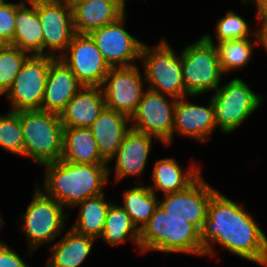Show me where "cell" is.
<instances>
[{
	"label": "cell",
	"mask_w": 267,
	"mask_h": 267,
	"mask_svg": "<svg viewBox=\"0 0 267 267\" xmlns=\"http://www.w3.org/2000/svg\"><path fill=\"white\" fill-rule=\"evenodd\" d=\"M204 257H214V245L243 260L267 267V236L254 216L242 205L217 191L211 198L208 214L200 229ZM214 244V245H213Z\"/></svg>",
	"instance_id": "cell-1"
},
{
	"label": "cell",
	"mask_w": 267,
	"mask_h": 267,
	"mask_svg": "<svg viewBox=\"0 0 267 267\" xmlns=\"http://www.w3.org/2000/svg\"><path fill=\"white\" fill-rule=\"evenodd\" d=\"M45 167L43 189L65 209L73 208L87 198L104 194L110 182L109 165H85L59 160Z\"/></svg>",
	"instance_id": "cell-2"
},
{
	"label": "cell",
	"mask_w": 267,
	"mask_h": 267,
	"mask_svg": "<svg viewBox=\"0 0 267 267\" xmlns=\"http://www.w3.org/2000/svg\"><path fill=\"white\" fill-rule=\"evenodd\" d=\"M140 253L191 254L204 257L200 231L182 217L172 216L159 205L140 230Z\"/></svg>",
	"instance_id": "cell-3"
},
{
	"label": "cell",
	"mask_w": 267,
	"mask_h": 267,
	"mask_svg": "<svg viewBox=\"0 0 267 267\" xmlns=\"http://www.w3.org/2000/svg\"><path fill=\"white\" fill-rule=\"evenodd\" d=\"M24 140L23 157L40 166L61 160L64 126L58 114L44 110L19 111Z\"/></svg>",
	"instance_id": "cell-4"
},
{
	"label": "cell",
	"mask_w": 267,
	"mask_h": 267,
	"mask_svg": "<svg viewBox=\"0 0 267 267\" xmlns=\"http://www.w3.org/2000/svg\"><path fill=\"white\" fill-rule=\"evenodd\" d=\"M32 200L28 204L26 211L22 214L19 227L26 236L28 243V252L26 254L33 255L37 248L42 245L55 242V239L67 230L65 227L69 214L66 209L55 199L48 197L35 184Z\"/></svg>",
	"instance_id": "cell-5"
},
{
	"label": "cell",
	"mask_w": 267,
	"mask_h": 267,
	"mask_svg": "<svg viewBox=\"0 0 267 267\" xmlns=\"http://www.w3.org/2000/svg\"><path fill=\"white\" fill-rule=\"evenodd\" d=\"M148 89L180 99L188 96L184 86L181 53L178 55L166 39L154 46L143 44L141 57Z\"/></svg>",
	"instance_id": "cell-6"
},
{
	"label": "cell",
	"mask_w": 267,
	"mask_h": 267,
	"mask_svg": "<svg viewBox=\"0 0 267 267\" xmlns=\"http://www.w3.org/2000/svg\"><path fill=\"white\" fill-rule=\"evenodd\" d=\"M182 74L189 97L214 93L223 81L217 51L203 35L181 51ZM212 92V93H211Z\"/></svg>",
	"instance_id": "cell-7"
},
{
	"label": "cell",
	"mask_w": 267,
	"mask_h": 267,
	"mask_svg": "<svg viewBox=\"0 0 267 267\" xmlns=\"http://www.w3.org/2000/svg\"><path fill=\"white\" fill-rule=\"evenodd\" d=\"M210 98L214 104L216 127L223 134L233 133L264 101V95L254 92L241 77L222 84Z\"/></svg>",
	"instance_id": "cell-8"
},
{
	"label": "cell",
	"mask_w": 267,
	"mask_h": 267,
	"mask_svg": "<svg viewBox=\"0 0 267 267\" xmlns=\"http://www.w3.org/2000/svg\"><path fill=\"white\" fill-rule=\"evenodd\" d=\"M56 58L44 55L29 56L8 92L10 111L41 110L50 64Z\"/></svg>",
	"instance_id": "cell-9"
},
{
	"label": "cell",
	"mask_w": 267,
	"mask_h": 267,
	"mask_svg": "<svg viewBox=\"0 0 267 267\" xmlns=\"http://www.w3.org/2000/svg\"><path fill=\"white\" fill-rule=\"evenodd\" d=\"M176 102L173 97L146 88L130 118L131 128L156 137L164 146L172 144Z\"/></svg>",
	"instance_id": "cell-10"
},
{
	"label": "cell",
	"mask_w": 267,
	"mask_h": 267,
	"mask_svg": "<svg viewBox=\"0 0 267 267\" xmlns=\"http://www.w3.org/2000/svg\"><path fill=\"white\" fill-rule=\"evenodd\" d=\"M43 34V55L60 58L71 42L75 30L69 0H36Z\"/></svg>",
	"instance_id": "cell-11"
},
{
	"label": "cell",
	"mask_w": 267,
	"mask_h": 267,
	"mask_svg": "<svg viewBox=\"0 0 267 267\" xmlns=\"http://www.w3.org/2000/svg\"><path fill=\"white\" fill-rule=\"evenodd\" d=\"M139 68L138 65L111 67L101 86L106 108L131 118L146 90L144 74Z\"/></svg>",
	"instance_id": "cell-12"
},
{
	"label": "cell",
	"mask_w": 267,
	"mask_h": 267,
	"mask_svg": "<svg viewBox=\"0 0 267 267\" xmlns=\"http://www.w3.org/2000/svg\"><path fill=\"white\" fill-rule=\"evenodd\" d=\"M59 59L84 87H101L111 69L89 34L75 33Z\"/></svg>",
	"instance_id": "cell-13"
},
{
	"label": "cell",
	"mask_w": 267,
	"mask_h": 267,
	"mask_svg": "<svg viewBox=\"0 0 267 267\" xmlns=\"http://www.w3.org/2000/svg\"><path fill=\"white\" fill-rule=\"evenodd\" d=\"M126 12L117 21L89 33L110 67L137 65L141 57L143 41L126 30Z\"/></svg>",
	"instance_id": "cell-14"
},
{
	"label": "cell",
	"mask_w": 267,
	"mask_h": 267,
	"mask_svg": "<svg viewBox=\"0 0 267 267\" xmlns=\"http://www.w3.org/2000/svg\"><path fill=\"white\" fill-rule=\"evenodd\" d=\"M217 191L201 174L186 189L162 195L159 206L172 216L184 218L200 231L207 217L211 198Z\"/></svg>",
	"instance_id": "cell-15"
},
{
	"label": "cell",
	"mask_w": 267,
	"mask_h": 267,
	"mask_svg": "<svg viewBox=\"0 0 267 267\" xmlns=\"http://www.w3.org/2000/svg\"><path fill=\"white\" fill-rule=\"evenodd\" d=\"M177 99L174 110V127L172 131V142L175 136L191 138L198 142L206 143L210 140L216 130L214 104L209 98L208 105L202 106L191 103L189 97Z\"/></svg>",
	"instance_id": "cell-16"
},
{
	"label": "cell",
	"mask_w": 267,
	"mask_h": 267,
	"mask_svg": "<svg viewBox=\"0 0 267 267\" xmlns=\"http://www.w3.org/2000/svg\"><path fill=\"white\" fill-rule=\"evenodd\" d=\"M153 138H155V141ZM157 140L154 136L141 133L131 128L125 135L123 143L117 150L116 155L109 162L116 161L114 162V167L108 166V176H111L110 174L114 172V179L117 184L128 176L142 178L149 159L150 150L153 147L152 141L156 144Z\"/></svg>",
	"instance_id": "cell-17"
},
{
	"label": "cell",
	"mask_w": 267,
	"mask_h": 267,
	"mask_svg": "<svg viewBox=\"0 0 267 267\" xmlns=\"http://www.w3.org/2000/svg\"><path fill=\"white\" fill-rule=\"evenodd\" d=\"M127 0H89L70 2L75 33L91 31L117 21L126 13Z\"/></svg>",
	"instance_id": "cell-18"
},
{
	"label": "cell",
	"mask_w": 267,
	"mask_h": 267,
	"mask_svg": "<svg viewBox=\"0 0 267 267\" xmlns=\"http://www.w3.org/2000/svg\"><path fill=\"white\" fill-rule=\"evenodd\" d=\"M82 87L73 72L55 59L49 67L41 110L60 115Z\"/></svg>",
	"instance_id": "cell-19"
},
{
	"label": "cell",
	"mask_w": 267,
	"mask_h": 267,
	"mask_svg": "<svg viewBox=\"0 0 267 267\" xmlns=\"http://www.w3.org/2000/svg\"><path fill=\"white\" fill-rule=\"evenodd\" d=\"M129 123L130 117L105 107L89 127L99 153L108 164L116 155L125 135L131 130Z\"/></svg>",
	"instance_id": "cell-20"
},
{
	"label": "cell",
	"mask_w": 267,
	"mask_h": 267,
	"mask_svg": "<svg viewBox=\"0 0 267 267\" xmlns=\"http://www.w3.org/2000/svg\"><path fill=\"white\" fill-rule=\"evenodd\" d=\"M106 107L101 87H82L60 114L64 127L89 128Z\"/></svg>",
	"instance_id": "cell-21"
},
{
	"label": "cell",
	"mask_w": 267,
	"mask_h": 267,
	"mask_svg": "<svg viewBox=\"0 0 267 267\" xmlns=\"http://www.w3.org/2000/svg\"><path fill=\"white\" fill-rule=\"evenodd\" d=\"M152 170L153 184L148 186L155 194L160 191L164 194L175 193L186 189L201 174L198 164L192 162L189 170L185 171L173 157L158 159Z\"/></svg>",
	"instance_id": "cell-22"
},
{
	"label": "cell",
	"mask_w": 267,
	"mask_h": 267,
	"mask_svg": "<svg viewBox=\"0 0 267 267\" xmlns=\"http://www.w3.org/2000/svg\"><path fill=\"white\" fill-rule=\"evenodd\" d=\"M12 46L32 55H43V34L36 10V0H25L15 15V33Z\"/></svg>",
	"instance_id": "cell-23"
},
{
	"label": "cell",
	"mask_w": 267,
	"mask_h": 267,
	"mask_svg": "<svg viewBox=\"0 0 267 267\" xmlns=\"http://www.w3.org/2000/svg\"><path fill=\"white\" fill-rule=\"evenodd\" d=\"M95 238L77 233L70 228L48 248L50 257L45 267H81L92 253Z\"/></svg>",
	"instance_id": "cell-24"
},
{
	"label": "cell",
	"mask_w": 267,
	"mask_h": 267,
	"mask_svg": "<svg viewBox=\"0 0 267 267\" xmlns=\"http://www.w3.org/2000/svg\"><path fill=\"white\" fill-rule=\"evenodd\" d=\"M61 160L85 165H108L86 127H64Z\"/></svg>",
	"instance_id": "cell-25"
},
{
	"label": "cell",
	"mask_w": 267,
	"mask_h": 267,
	"mask_svg": "<svg viewBox=\"0 0 267 267\" xmlns=\"http://www.w3.org/2000/svg\"><path fill=\"white\" fill-rule=\"evenodd\" d=\"M112 203L110 199L107 201L105 193L79 202L73 207H79V214L71 228L98 240L102 236L107 212Z\"/></svg>",
	"instance_id": "cell-26"
},
{
	"label": "cell",
	"mask_w": 267,
	"mask_h": 267,
	"mask_svg": "<svg viewBox=\"0 0 267 267\" xmlns=\"http://www.w3.org/2000/svg\"><path fill=\"white\" fill-rule=\"evenodd\" d=\"M140 230L132 222L130 216L121 205L113 203L110 205L105 219L104 229L100 239L104 243L115 247L128 240L134 243L140 253Z\"/></svg>",
	"instance_id": "cell-27"
},
{
	"label": "cell",
	"mask_w": 267,
	"mask_h": 267,
	"mask_svg": "<svg viewBox=\"0 0 267 267\" xmlns=\"http://www.w3.org/2000/svg\"><path fill=\"white\" fill-rule=\"evenodd\" d=\"M141 181L140 178V182L136 181L135 187L123 191L121 206L139 230L149 221L159 205L157 195Z\"/></svg>",
	"instance_id": "cell-28"
},
{
	"label": "cell",
	"mask_w": 267,
	"mask_h": 267,
	"mask_svg": "<svg viewBox=\"0 0 267 267\" xmlns=\"http://www.w3.org/2000/svg\"><path fill=\"white\" fill-rule=\"evenodd\" d=\"M223 74L232 73L248 65L257 45V38H243L213 43Z\"/></svg>",
	"instance_id": "cell-29"
},
{
	"label": "cell",
	"mask_w": 267,
	"mask_h": 267,
	"mask_svg": "<svg viewBox=\"0 0 267 267\" xmlns=\"http://www.w3.org/2000/svg\"><path fill=\"white\" fill-rule=\"evenodd\" d=\"M216 22V26H214L216 42L213 40L211 35H203L210 43L256 37L255 29L252 31L251 26L248 25V22L245 20V18L233 10H228L225 16H222V18H219Z\"/></svg>",
	"instance_id": "cell-30"
},
{
	"label": "cell",
	"mask_w": 267,
	"mask_h": 267,
	"mask_svg": "<svg viewBox=\"0 0 267 267\" xmlns=\"http://www.w3.org/2000/svg\"><path fill=\"white\" fill-rule=\"evenodd\" d=\"M30 55L18 47L7 44L0 49V96L11 88L23 63Z\"/></svg>",
	"instance_id": "cell-31"
},
{
	"label": "cell",
	"mask_w": 267,
	"mask_h": 267,
	"mask_svg": "<svg viewBox=\"0 0 267 267\" xmlns=\"http://www.w3.org/2000/svg\"><path fill=\"white\" fill-rule=\"evenodd\" d=\"M0 114V148L23 157L24 140L18 112Z\"/></svg>",
	"instance_id": "cell-32"
},
{
	"label": "cell",
	"mask_w": 267,
	"mask_h": 267,
	"mask_svg": "<svg viewBox=\"0 0 267 267\" xmlns=\"http://www.w3.org/2000/svg\"><path fill=\"white\" fill-rule=\"evenodd\" d=\"M25 0H18V3H11L4 0L0 3V37L6 44H12L15 33L16 9Z\"/></svg>",
	"instance_id": "cell-33"
},
{
	"label": "cell",
	"mask_w": 267,
	"mask_h": 267,
	"mask_svg": "<svg viewBox=\"0 0 267 267\" xmlns=\"http://www.w3.org/2000/svg\"><path fill=\"white\" fill-rule=\"evenodd\" d=\"M23 259L6 242L0 244V267H30Z\"/></svg>",
	"instance_id": "cell-34"
},
{
	"label": "cell",
	"mask_w": 267,
	"mask_h": 267,
	"mask_svg": "<svg viewBox=\"0 0 267 267\" xmlns=\"http://www.w3.org/2000/svg\"><path fill=\"white\" fill-rule=\"evenodd\" d=\"M241 3H252L256 8L258 24L267 25V0H241Z\"/></svg>",
	"instance_id": "cell-35"
},
{
	"label": "cell",
	"mask_w": 267,
	"mask_h": 267,
	"mask_svg": "<svg viewBox=\"0 0 267 267\" xmlns=\"http://www.w3.org/2000/svg\"><path fill=\"white\" fill-rule=\"evenodd\" d=\"M261 27L256 28V38H257V46L264 47L263 49L267 51V25H260Z\"/></svg>",
	"instance_id": "cell-36"
},
{
	"label": "cell",
	"mask_w": 267,
	"mask_h": 267,
	"mask_svg": "<svg viewBox=\"0 0 267 267\" xmlns=\"http://www.w3.org/2000/svg\"><path fill=\"white\" fill-rule=\"evenodd\" d=\"M4 224H5V222H4V220L1 216V213H0V230H2L1 228H2V226H4ZM4 242L5 241L0 240V244H3Z\"/></svg>",
	"instance_id": "cell-37"
},
{
	"label": "cell",
	"mask_w": 267,
	"mask_h": 267,
	"mask_svg": "<svg viewBox=\"0 0 267 267\" xmlns=\"http://www.w3.org/2000/svg\"><path fill=\"white\" fill-rule=\"evenodd\" d=\"M7 44L3 41V39L0 37V49L4 48Z\"/></svg>",
	"instance_id": "cell-38"
},
{
	"label": "cell",
	"mask_w": 267,
	"mask_h": 267,
	"mask_svg": "<svg viewBox=\"0 0 267 267\" xmlns=\"http://www.w3.org/2000/svg\"><path fill=\"white\" fill-rule=\"evenodd\" d=\"M86 1H89V0H69V2H86Z\"/></svg>",
	"instance_id": "cell-39"
}]
</instances>
